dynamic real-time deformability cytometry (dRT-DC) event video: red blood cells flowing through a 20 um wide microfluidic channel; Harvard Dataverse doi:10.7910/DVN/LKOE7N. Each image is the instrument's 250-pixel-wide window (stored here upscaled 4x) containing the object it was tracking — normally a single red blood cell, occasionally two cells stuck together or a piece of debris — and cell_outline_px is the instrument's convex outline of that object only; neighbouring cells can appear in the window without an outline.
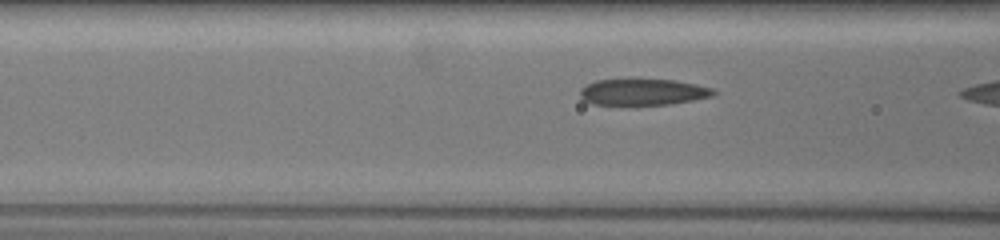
{"species": "common noctule bat (a hibernating species)", "species_latin": "Nyctalus noctula", "temperature_condition": "warm", "stored_images_in_passage": 16, "camera_frame_rate_fps": 3000, "um_per_image_px": 0.085, "animal": {"sex": "female", "body_mass_g": 19.5, "forearm_length_mm": 54.1}, "frame": {"image": 1, "passage_image": 14, "time_ms": 3.333, "image_size_px": [1000, 240], "cell_outline_px": [[716, 92], [712, 96], [672, 104], [636, 108], [592, 104], [584, 100], [580, 96], [580, 88], [596, 80], [628, 76], [676, 80], [696, 84], [712, 88]], "centroid_in_image_um": [54.57, 7.82], "position_along_channel_um": 112.0, "area_um2": 22.43}}